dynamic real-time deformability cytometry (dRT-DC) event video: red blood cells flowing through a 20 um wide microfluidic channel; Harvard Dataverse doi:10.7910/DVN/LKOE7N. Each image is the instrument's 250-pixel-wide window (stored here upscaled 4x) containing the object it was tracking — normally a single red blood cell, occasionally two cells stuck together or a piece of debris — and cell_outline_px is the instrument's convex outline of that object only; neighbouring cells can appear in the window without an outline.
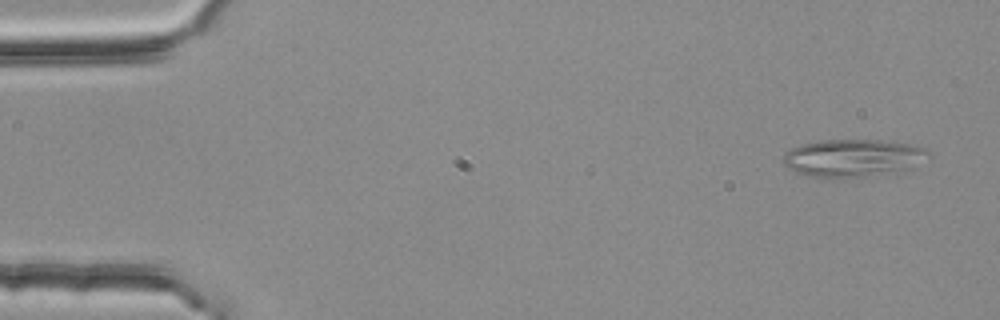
{"species": "common noctule bat (a hibernating species)", "species_latin": "Nyctalus noctula", "temperature_condition": "room temperature", "stored_images_in_passage": 4, "camera_frame_rate_fps": 3000, "um_per_image_px": 0.085, "animal": {"sex": "female", "body_mass_g": 25.1}, "frame": {"image": 1, "passage_image": 1, "time_ms": 0.0, "image_size_px": [1000, 320], "cell_outline_px": [[928, 152], [912, 168], [844, 176], [808, 176], [796, 172], [788, 168], [784, 164], [784, 156], [792, 148], [800, 144], [820, 140], [880, 140], [908, 144], [924, 148]], "centroid_in_image_um": [72.39, 13.37], "position_along_channel_um": 12.6, "area_um2": 30.11}}
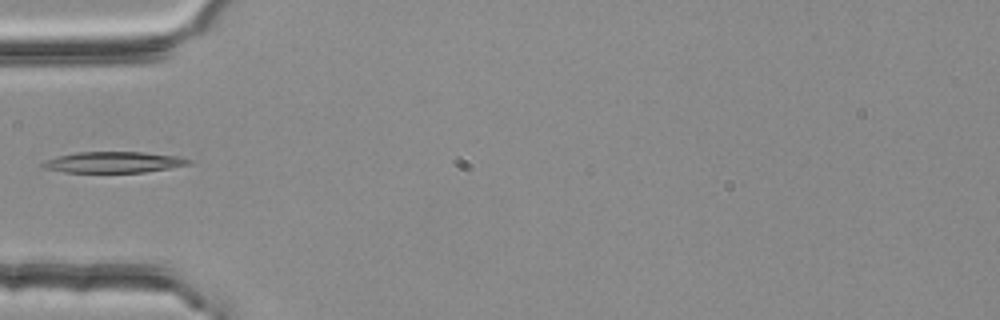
{"frame": {"image": 2, "passage_image": 4, "time_ms": 1.0, "image_size_px": [1000, 320], "cell_outline_px": [[196, 160], [192, 164], [144, 172], [64, 172], [44, 168], [40, 164], [44, 160], [56, 156], [76, 152], [144, 152], [176, 156]], "centroid_in_image_um": [9.66, 13.78], "position_along_channel_um": 75.3, "area_um2": 17.98}}